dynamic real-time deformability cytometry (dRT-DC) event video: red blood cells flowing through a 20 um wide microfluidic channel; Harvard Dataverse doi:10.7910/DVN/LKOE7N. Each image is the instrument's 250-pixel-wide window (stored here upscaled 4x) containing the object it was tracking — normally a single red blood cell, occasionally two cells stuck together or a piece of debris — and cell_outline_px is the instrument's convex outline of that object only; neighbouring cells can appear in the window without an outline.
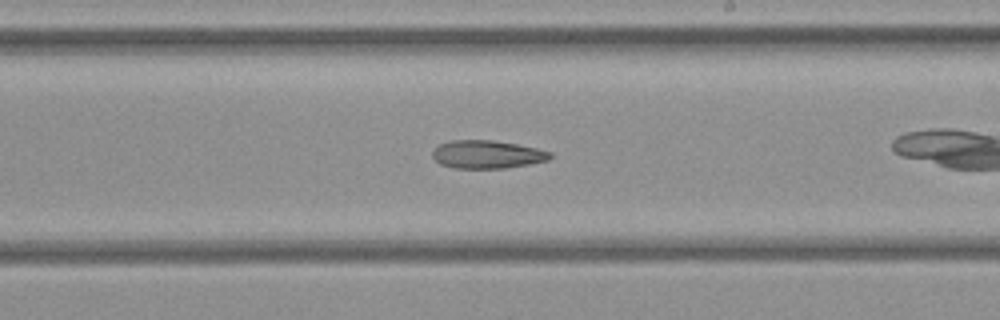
{"species": "common noctule bat (a hibernating species)", "species_latin": "Nyctalus noctula", "temperature_condition": "cold", "stored_images_in_passage": 18, "camera_frame_rate_fps": 3000, "um_per_image_px": 0.085, "animal": {"sex": "female", "body_mass_g": 21.9}, "frame": {"image": 1, "passage_image": 11, "time_ms": 3.333, "image_size_px": [1000, 320], "cell_outline_px": [[552, 156], [548, 160], [528, 164], [504, 168], [452, 168], [440, 164], [432, 156], [432, 152], [440, 144], [452, 140], [492, 140], [516, 144], [536, 148], [552, 152]], "centroid_in_image_um": [41.4, 13.12], "position_along_channel_um": 247.6, "area_um2": 19.13}}
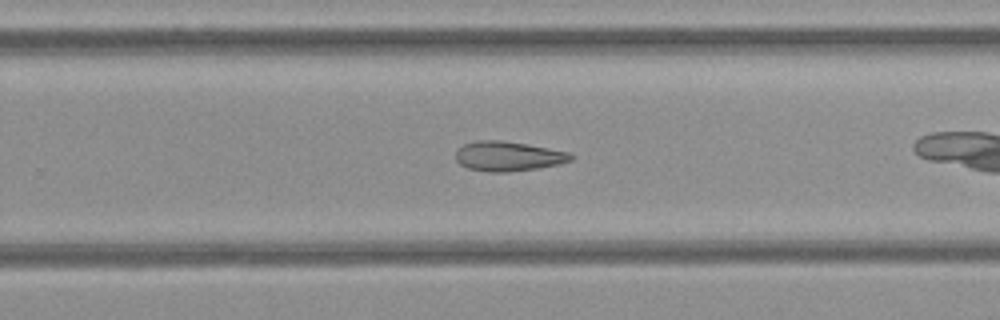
{"frame": {"image": 2, "passage_image": 13, "time_ms": 4.0, "image_size_px": [1000, 320], "cell_outline_px": [[572, 160], [560, 164], [540, 168], [508, 172], [488, 172], [468, 168], [460, 164], [456, 160], [456, 148], [464, 144], [476, 140], [500, 140], [528, 144], [568, 152], [572, 156]], "centroid_in_image_um": [43.17, 13.28], "position_along_channel_um": 286.6, "area_um2": 20.06}}
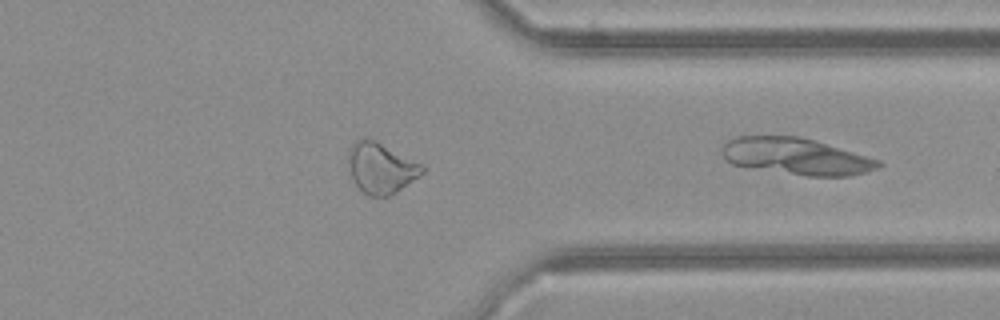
{"frame": {"image": 3, "passage_image": 18, "time_ms": 5.667, "image_size_px": [1000, 320], "cell_outline_px": [[884, 164], [880, 168], [848, 176], [808, 176], [732, 164], [724, 160], [724, 144], [728, 140], [736, 136], [800, 136], [816, 140], [880, 160]], "centroid_in_image_um": [67.73, 13.28], "position_along_channel_um": 343.7, "area_um2": 33.18}}